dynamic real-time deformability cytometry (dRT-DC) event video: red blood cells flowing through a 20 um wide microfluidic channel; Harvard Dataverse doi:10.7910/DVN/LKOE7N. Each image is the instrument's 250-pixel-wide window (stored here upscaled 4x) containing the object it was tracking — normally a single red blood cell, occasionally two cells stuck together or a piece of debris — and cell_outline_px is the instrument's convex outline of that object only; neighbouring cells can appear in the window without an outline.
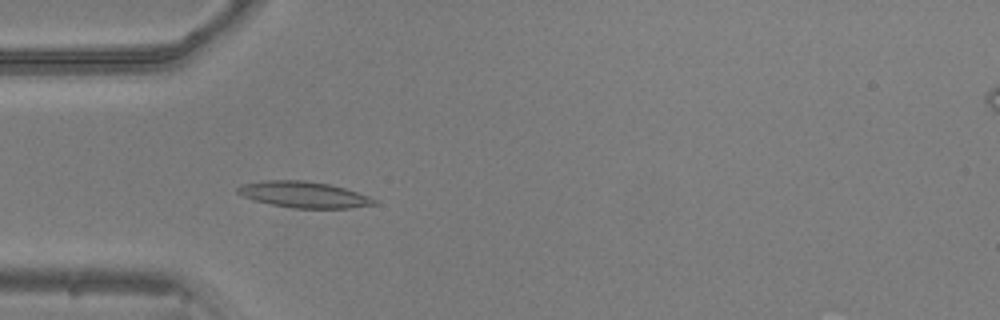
{"species": "common noctule bat (a hibernating species)", "species_latin": "Nyctalus noctula", "temperature_condition": "warm", "stored_images_in_passage": 40, "camera_frame_rate_fps": 3000, "um_per_image_px": 0.085, "animal": {"sex": "male", "body_mass_g": 20.5, "forearm_length_mm": 52.5}, "frame": {"image": 1, "passage_image": 4, "time_ms": 1.0, "image_size_px": [1000, 320], "cell_outline_px": [[376, 204], [352, 208], [292, 208], [252, 200], [236, 192], [236, 188], [240, 184], [264, 180], [304, 180], [328, 184], [344, 188], [368, 196], [376, 200]], "centroid_in_image_um": [25.78, 16.54], "position_along_channel_um": 59.2, "area_um2": 20.75}}
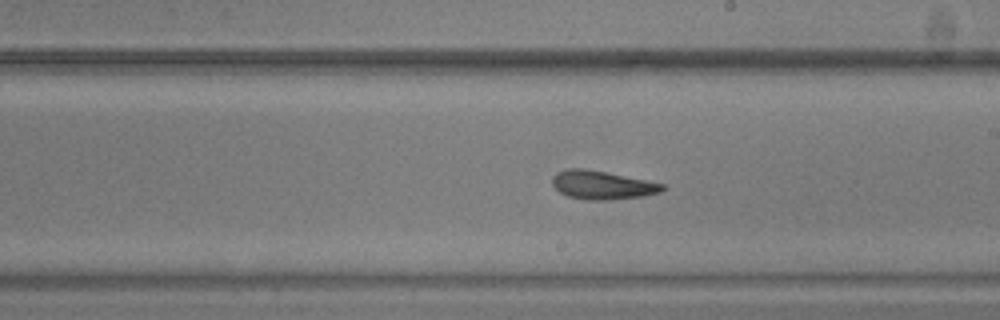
{"frame": {"image": 2, "passage_image": 18, "time_ms": 5.667, "image_size_px": [1000, 320], "cell_outline_px": [[668, 188], [660, 192], [644, 196], [608, 200], [588, 200], [568, 196], [560, 192], [552, 184], [552, 176], [556, 172], [568, 168], [580, 168], [604, 172], [664, 184]], "centroid_in_image_um": [51.17, 15.73], "position_along_channel_um": 237.8, "area_um2": 18.15}}
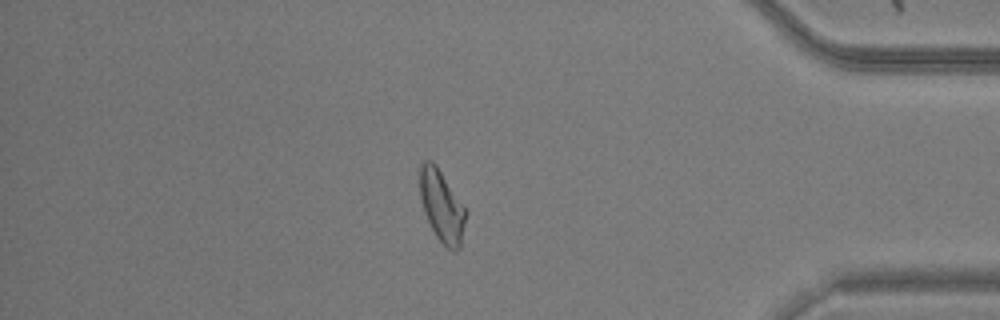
{"frame": {"image": 3, "passage_image": 33, "time_ms": 10.667, "image_size_px": [1000, 320], "cell_outline_px": [[468, 212], [460, 248], [456, 252], [452, 252], [436, 236], [424, 212], [420, 200], [420, 164], [424, 160], [432, 160], [436, 164]], "centroid_in_image_um": [37.57, 17.52], "position_along_channel_um": 397.6, "area_um2": 19.31}, "authors_computed_cell_mechanics": {"area_um2": 18.7561, "velocity_mm_per_s": 3.8678, "shape_relaxation_time_tau1_ms": 10.2557, "shape_relaxation_time_tau2_ms": 2.9347, "deformation_change_tau1": 0.274, "deformation_change_tau2": 0.0986}}